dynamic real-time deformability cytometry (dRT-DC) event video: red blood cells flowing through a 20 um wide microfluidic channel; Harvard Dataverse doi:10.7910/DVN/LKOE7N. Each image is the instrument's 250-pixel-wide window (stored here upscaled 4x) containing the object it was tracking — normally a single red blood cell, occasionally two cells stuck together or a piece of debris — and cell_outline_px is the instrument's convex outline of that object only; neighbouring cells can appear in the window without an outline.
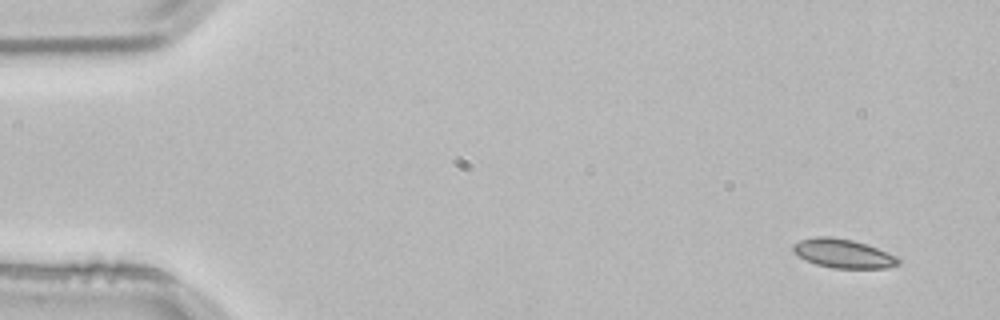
{"species": "common noctule bat (a hibernating species)", "species_latin": "Nyctalus noctula", "temperature_condition": "room temperature", "stored_images_in_passage": 4, "camera_frame_rate_fps": 3000, "um_per_image_px": 0.085, "animal": {"sex": "male", "body_mass_g": 21.5, "forearm_length_mm": 52.0}, "frame": {"image": 1, "passage_image": 1, "time_ms": 0.0, "image_size_px": [1000, 320], "cell_outline_px": [[900, 264], [888, 268], [832, 268], [816, 264], [804, 260], [792, 252], [792, 244], [800, 240], [816, 236], [828, 236], [852, 240], [876, 248], [896, 256], [900, 260]], "centroid_in_image_um": [71.62, 21.55], "position_along_channel_um": 13.4, "area_um2": 17.74}}
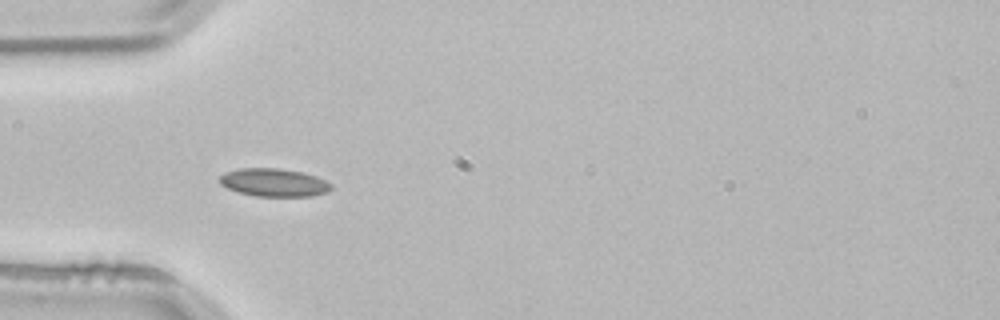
{"frame": {"image": 2, "passage_image": 4, "time_ms": 1.0, "image_size_px": [1000, 320], "cell_outline_px": [[332, 188], [328, 192], [312, 196], [256, 196], [240, 192], [228, 188], [220, 184], [220, 176], [224, 172], [240, 168], [276, 168], [304, 172], [316, 176], [332, 184]], "centroid_in_image_um": [23.3, 15.51], "position_along_channel_um": 61.7, "area_um2": 18.21}}